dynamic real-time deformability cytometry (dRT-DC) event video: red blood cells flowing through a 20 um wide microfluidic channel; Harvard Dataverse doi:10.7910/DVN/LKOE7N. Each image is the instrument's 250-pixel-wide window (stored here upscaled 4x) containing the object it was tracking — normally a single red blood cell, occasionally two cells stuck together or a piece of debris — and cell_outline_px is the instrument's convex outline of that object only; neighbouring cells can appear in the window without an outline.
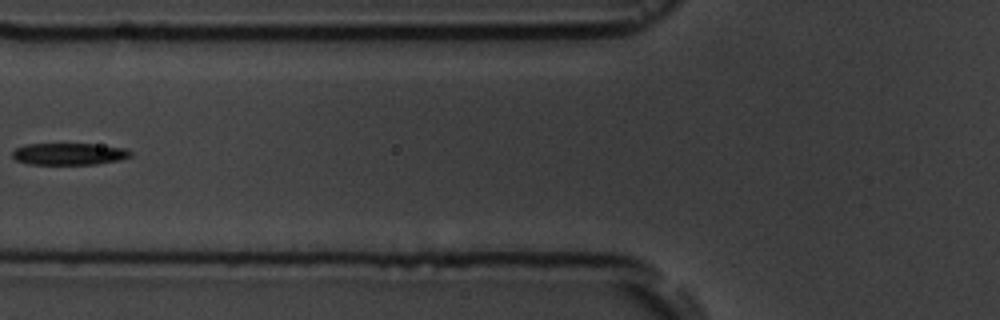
{"species": "common noctule bat (a hibernating species)", "species_latin": "Nyctalus noctula", "temperature_condition": "room temperature", "stored_images_in_passage": 7, "segment_of_instrument_passage": [2, 2], "camera_frame_rate_fps": 3000, "um_per_image_px": 0.085, "animal": {"sex": "male", "body_mass_g": 19.5, "forearm_length_mm": 54.6}, "frame": {"image": 1, "passage_image": 6, "time_ms": 5.667, "image_size_px": [1000, 320], "cell_outline_px": [[132, 156], [120, 160], [96, 164], [28, 164], [16, 160], [12, 156], [12, 152], [16, 148], [24, 144], [92, 144], [124, 148], [132, 152]], "centroid_in_image_um": [5.86, 13.09], "position_along_channel_um": 119.9, "area_um2": 15.03}}
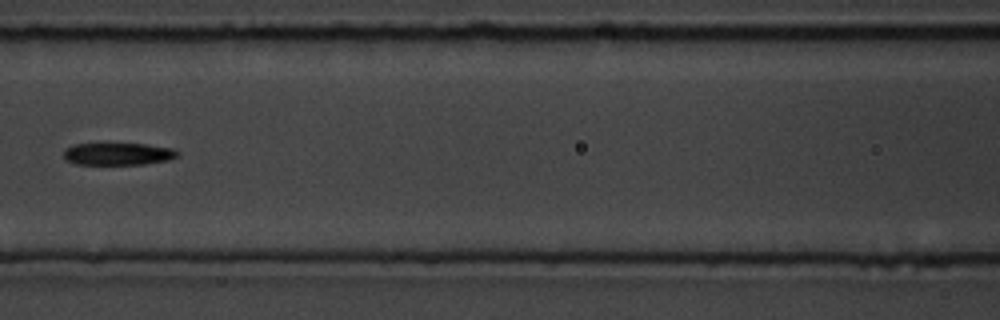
{"frame": {"image": 2, "passage_image": 7, "time_ms": 6.667, "image_size_px": [1000, 320], "cell_outline_px": [[180, 156], [168, 160], [144, 164], [76, 164], [68, 160], [64, 156], [64, 152], [72, 144], [144, 144], [172, 148], [180, 152]], "centroid_in_image_um": [10.09, 13.08], "position_along_channel_um": 156.5, "area_um2": 14.62}}